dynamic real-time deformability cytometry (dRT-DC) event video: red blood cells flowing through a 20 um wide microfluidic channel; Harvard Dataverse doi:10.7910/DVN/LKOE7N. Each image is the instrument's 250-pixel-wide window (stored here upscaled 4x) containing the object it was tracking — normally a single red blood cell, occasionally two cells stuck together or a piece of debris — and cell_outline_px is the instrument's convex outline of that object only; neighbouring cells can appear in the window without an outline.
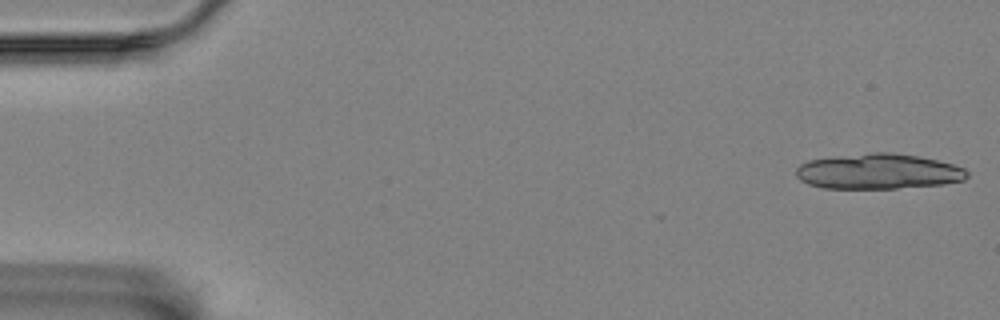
{"species": "Egyptian fruit bat (a non-hibernating species)", "species_latin": "Rousettus aegyptiacus", "temperature_condition": "room temperature", "stored_images_in_passage": 16, "camera_frame_rate_fps": 3000, "um_per_image_px": 0.085, "animal": {"sex": "female"}, "frame": {"image": 1, "passage_image": 1, "time_ms": 0.0, "image_size_px": [1000, 320], "cell_outline_px": [[968, 176], [964, 180], [944, 184], [896, 188], [824, 188], [808, 184], [800, 180], [796, 176], [796, 168], [800, 164], [808, 160], [872, 152], [892, 152], [920, 156], [952, 164], [964, 168], [968, 172]], "centroid_in_image_um": [74.66, 14.57], "position_along_channel_um": 10.3, "area_um2": 35.2}}